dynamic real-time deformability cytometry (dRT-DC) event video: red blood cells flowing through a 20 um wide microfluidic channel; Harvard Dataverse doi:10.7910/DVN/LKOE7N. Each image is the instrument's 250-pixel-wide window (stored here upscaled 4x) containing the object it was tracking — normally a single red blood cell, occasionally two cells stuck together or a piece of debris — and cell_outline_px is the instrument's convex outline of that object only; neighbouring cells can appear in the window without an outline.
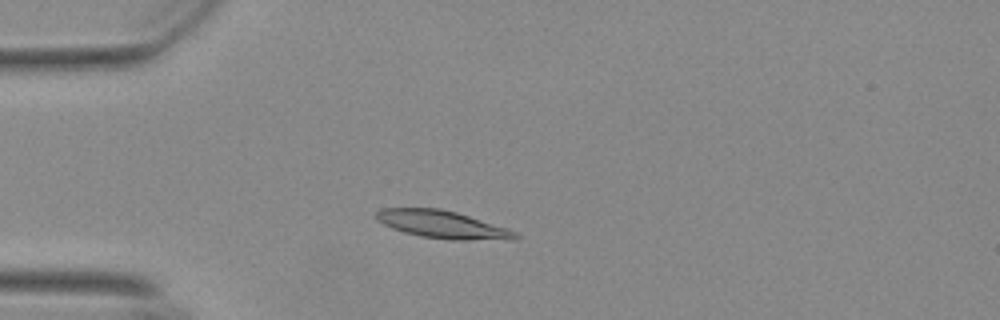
{"species": "Egyptian fruit bat (a non-hibernating species)", "species_latin": "Rousettus aegyptiacus", "temperature_condition": "warm", "stored_images_in_passage": 52, "camera_frame_rate_fps": 3000, "um_per_image_px": 0.085, "animal": {"sex": "female"}, "frame": {"image": 1, "passage_image": 12, "time_ms": 3.667, "image_size_px": [1000, 320], "cell_outline_px": [[520, 236], [516, 240], [452, 240], [420, 236], [404, 232], [392, 228], [376, 220], [376, 212], [380, 208], [440, 208], [456, 212], [508, 228], [516, 232]], "centroid_in_image_um": [37.64, 19.09], "position_along_channel_um": 47.4, "area_um2": 22.54}}
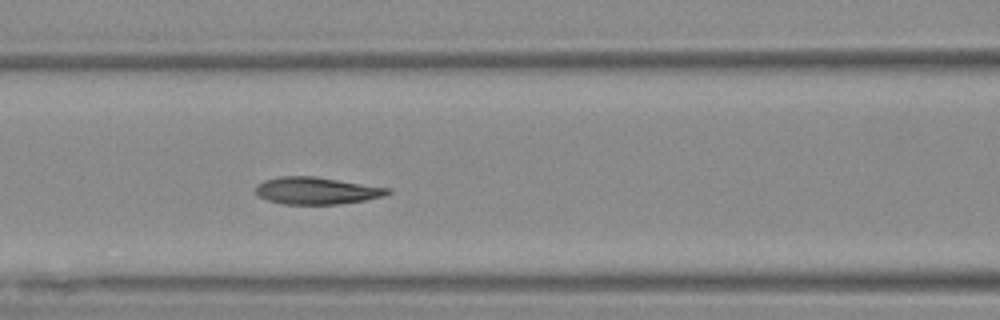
{"frame": {"image": 2, "passage_image": 21, "time_ms": 6.667, "image_size_px": [1000, 320], "cell_outline_px": [[392, 192], [384, 196], [364, 200], [340, 204], [284, 204], [268, 200], [260, 196], [256, 192], [256, 184], [264, 180], [280, 176], [312, 176], [392, 188]], "centroid_in_image_um": [26.93, 16.2], "position_along_channel_um": 139.7, "area_um2": 20.81}}
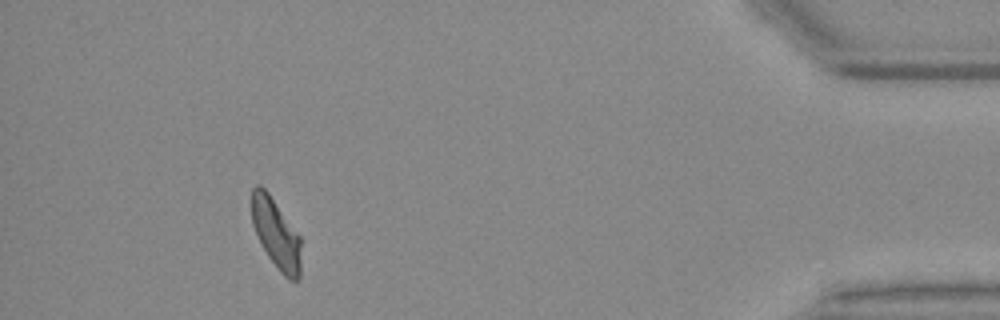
{"frame": {"image": 3, "passage_image": 48, "time_ms": 15.667, "image_size_px": [1000, 320], "cell_outline_px": [[300, 276], [296, 280], [288, 280], [280, 272], [268, 256], [252, 224], [252, 188], [256, 184], [260, 184], [268, 192], [300, 236]], "centroid_in_image_um": [23.47, 19.85], "position_along_channel_um": 411.7, "area_um2": 19.77}, "authors_computed_cell_mechanics": {"area_um2": 21.2704, "velocity_mm_per_s": 3.6802, "shape_relaxation_time_tau1_ms": 4.2395, "shape_relaxation_time_tau2_ms": 1.8284, "deformation_change_tau1": 0.1481, "deformation_change_tau2": 0.0709}}